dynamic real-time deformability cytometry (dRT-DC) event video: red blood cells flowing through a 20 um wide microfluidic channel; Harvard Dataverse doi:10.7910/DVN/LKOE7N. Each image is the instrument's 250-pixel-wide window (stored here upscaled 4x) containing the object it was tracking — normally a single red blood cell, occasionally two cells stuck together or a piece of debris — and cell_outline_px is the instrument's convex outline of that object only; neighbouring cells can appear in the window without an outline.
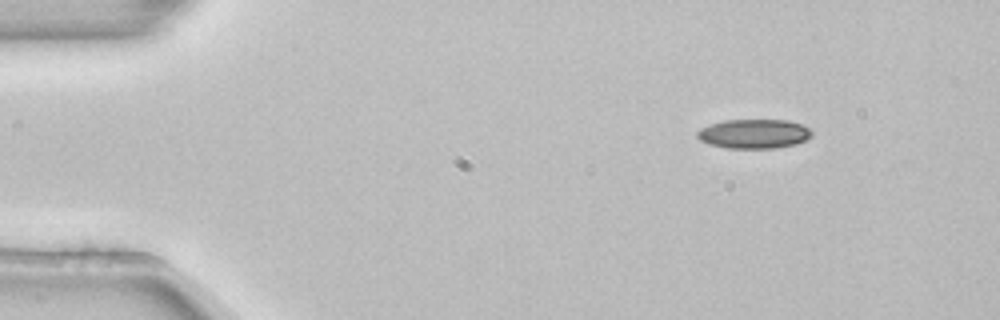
{"species": "common noctule bat (a hibernating species)", "species_latin": "Nyctalus noctula", "temperature_condition": "room temperature", "stored_images_in_passage": 5, "segment_of_instrument_passage": [2, 2], "camera_frame_rate_fps": 3000, "um_per_image_px": 0.085, "animal": {"sex": "female", "body_mass_g": 22.7, "forearm_length_mm": 54.2}, "frame": {"image": 1, "passage_image": 5, "time_ms": 1.333, "image_size_px": [1000, 320], "cell_outline_px": [[812, 136], [796, 144], [772, 148], [728, 148], [712, 144], [700, 140], [696, 136], [696, 132], [700, 128], [724, 120], [788, 120], [804, 124], [812, 132]], "centroid_in_image_um": [64.1, 11.36], "position_along_channel_um": 20.9, "area_um2": 19.48}}